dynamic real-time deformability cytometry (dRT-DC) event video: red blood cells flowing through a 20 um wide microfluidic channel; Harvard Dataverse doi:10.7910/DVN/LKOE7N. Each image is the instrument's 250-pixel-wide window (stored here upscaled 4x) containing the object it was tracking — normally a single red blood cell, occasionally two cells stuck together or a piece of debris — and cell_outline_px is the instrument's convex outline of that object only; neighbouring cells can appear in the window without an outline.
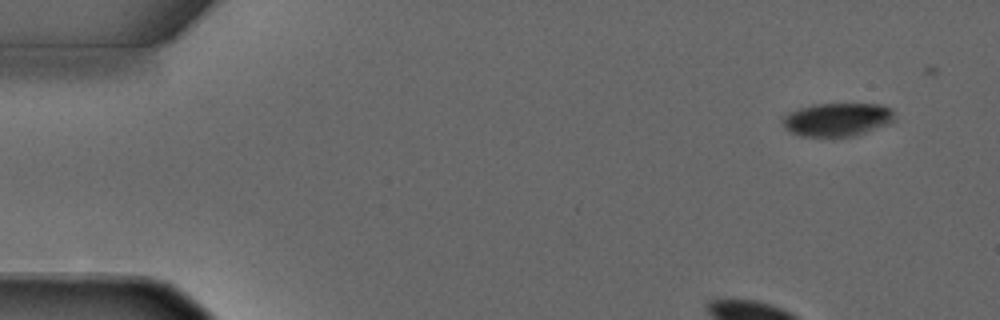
{"species": "common noctule bat (a hibernating species)", "species_latin": "Nyctalus noctula", "temperature_condition": "warm", "stored_images_in_passage": 4, "camera_frame_rate_fps": 3000, "um_per_image_px": 0.085, "animal": {"sex": "male", "forearm_length_mm": 52.5}, "frame": {"image": 1, "passage_image": 1, "time_ms": 0.0, "image_size_px": [1000, 320], "cell_outline_px": [[896, 120], [888, 124], [852, 136], [804, 136], [792, 132], [784, 128], [780, 120], [788, 112], [812, 104], [880, 104], [892, 108], [896, 116]], "centroid_in_image_um": [71.18, 10.14], "position_along_channel_um": 13.8, "area_um2": 21.79}}